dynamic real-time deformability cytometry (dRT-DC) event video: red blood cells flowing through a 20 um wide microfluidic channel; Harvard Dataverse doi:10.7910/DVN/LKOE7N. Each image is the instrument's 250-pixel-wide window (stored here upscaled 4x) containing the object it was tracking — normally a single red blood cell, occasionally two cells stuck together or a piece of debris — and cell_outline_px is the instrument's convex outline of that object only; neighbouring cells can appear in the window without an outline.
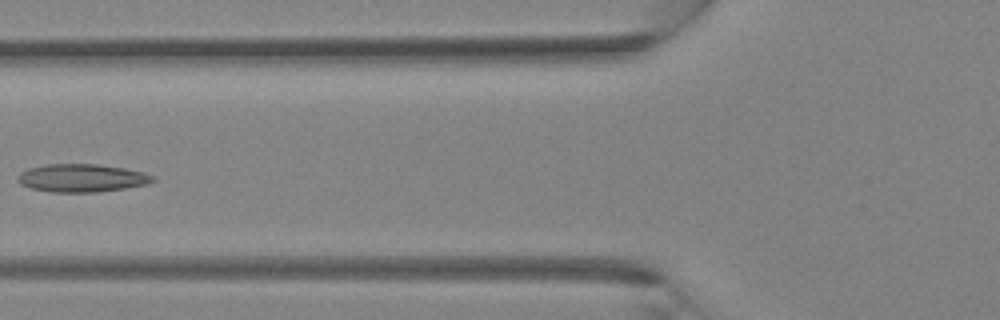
{"species": "Egyptian fruit bat (a non-hibernating species)", "species_latin": "Rousettus aegyptiacus", "temperature_condition": "room temperature", "stored_images_in_passage": 5, "camera_frame_rate_fps": 3000, "um_per_image_px": 0.085, "animal": {"sex": "female"}, "frame": {"image": 1, "passage_image": 5, "time_ms": 4.667, "image_size_px": [1000, 320], "cell_outline_px": [[156, 180], [148, 184], [124, 188], [96, 192], [52, 192], [28, 188], [20, 184], [16, 180], [16, 176], [20, 172], [28, 168], [44, 164], [96, 164], [124, 168], [144, 172], [156, 176]], "centroid_in_image_um": [6.92, 15.13], "position_along_channel_um": 118.9, "area_um2": 22.31}}